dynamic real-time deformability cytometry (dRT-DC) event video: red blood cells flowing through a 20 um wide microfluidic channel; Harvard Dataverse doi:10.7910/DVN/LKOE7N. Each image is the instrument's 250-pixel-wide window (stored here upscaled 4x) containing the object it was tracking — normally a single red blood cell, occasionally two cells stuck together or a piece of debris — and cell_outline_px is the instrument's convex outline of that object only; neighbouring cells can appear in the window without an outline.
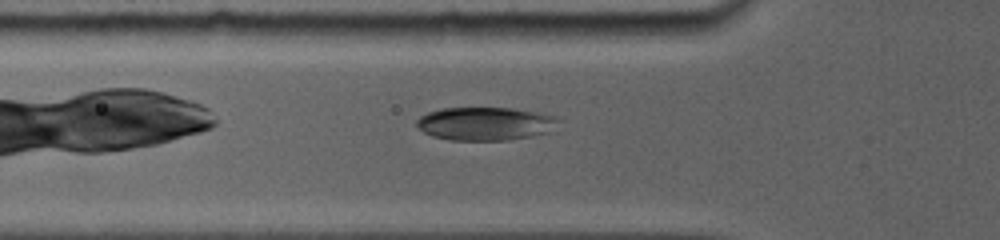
{"species": "common noctule bat (a hibernating species)", "species_latin": "Nyctalus noctula", "temperature_condition": "room temperature", "stored_images_in_passage": 20, "camera_frame_rate_fps": 5000, "um_per_image_px": 0.085, "animal": {"sex": "female", "body_mass_g": 19.0, "forearm_length_mm": 56.7}, "frame": {"image": 1, "passage_image": 5, "time_ms": 0.8, "image_size_px": [1000, 240], "cell_outline_px": [[560, 120], [552, 132], [532, 136], [508, 140], [452, 140], [432, 136], [424, 132], [416, 124], [416, 120], [420, 116], [428, 112], [440, 108], [512, 108], [536, 112], [556, 116]], "centroid_in_image_um": [41.28, 10.51], "position_along_channel_um": 84.5, "area_um2": 27.63}}
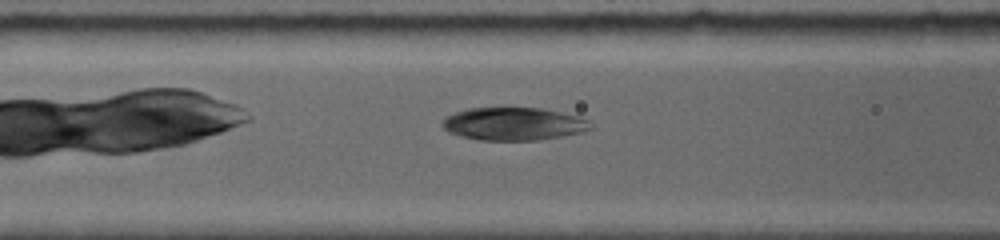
{"frame": {"image": 2, "passage_image": 9, "time_ms": 1.8, "image_size_px": [1000, 240], "cell_outline_px": [[592, 128], [584, 132], [540, 140], [480, 140], [460, 136], [448, 132], [440, 124], [444, 116], [452, 112], [468, 108], [544, 108], [580, 116], [588, 120], [592, 124]], "centroid_in_image_um": [43.64, 10.52], "position_along_channel_um": 123.0, "area_um2": 28.84}}
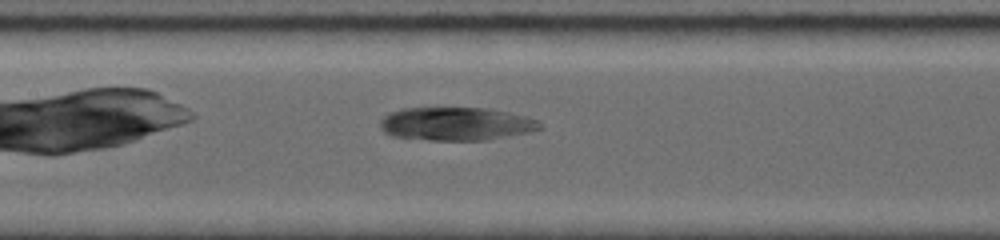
{"frame": {"image": 3, "passage_image": 15, "time_ms": 3.0, "image_size_px": [1000, 240], "cell_outline_px": [[544, 128], [532, 132], [488, 140], [428, 140], [392, 136], [384, 132], [380, 128], [380, 120], [388, 112], [404, 108], [488, 108], [528, 116], [540, 120]], "centroid_in_image_um": [38.82, 10.53], "position_along_channel_um": 168.6, "area_um2": 31.44}}